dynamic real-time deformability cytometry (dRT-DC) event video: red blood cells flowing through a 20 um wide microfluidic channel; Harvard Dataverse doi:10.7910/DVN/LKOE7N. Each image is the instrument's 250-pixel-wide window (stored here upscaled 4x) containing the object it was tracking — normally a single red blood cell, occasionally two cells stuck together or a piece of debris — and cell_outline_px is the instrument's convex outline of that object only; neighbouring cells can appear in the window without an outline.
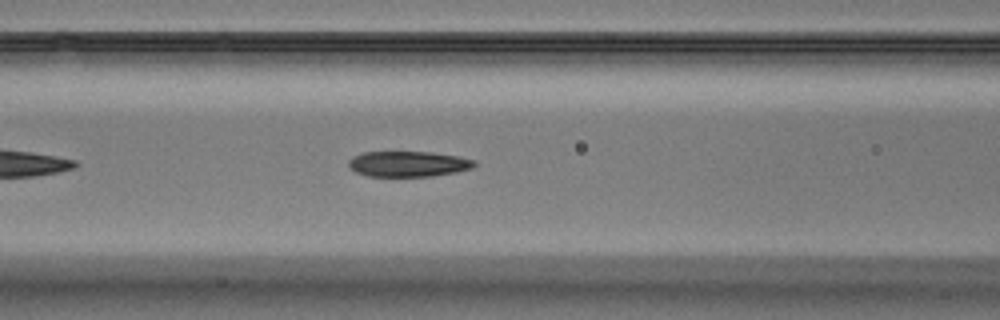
{"species": "Egyptian fruit bat (a non-hibernating species)", "species_latin": "Rousettus aegyptiacus", "temperature_condition": "warm", "stored_images_in_passage": 14, "camera_frame_rate_fps": 3000, "um_per_image_px": 0.085, "animal": {"sex": "male"}, "frame": {"image": 1, "passage_image": 10, "time_ms": 3.0, "image_size_px": [1000, 320], "cell_outline_px": [[476, 164], [472, 168], [456, 172], [432, 176], [368, 176], [356, 172], [348, 164], [348, 160], [352, 156], [364, 152], [432, 152], [456, 156], [472, 160]], "centroid_in_image_um": [34.67, 13.93], "position_along_channel_um": 131.9, "area_um2": 18.55}}